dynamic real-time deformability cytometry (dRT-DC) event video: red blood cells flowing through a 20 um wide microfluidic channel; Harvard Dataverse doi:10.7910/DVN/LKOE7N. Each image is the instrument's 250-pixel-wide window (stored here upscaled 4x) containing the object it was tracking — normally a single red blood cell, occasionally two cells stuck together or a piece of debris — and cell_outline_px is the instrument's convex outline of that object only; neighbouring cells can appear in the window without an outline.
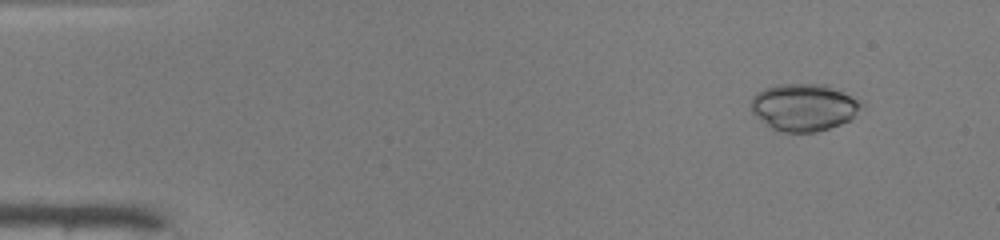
{"species": "common noctule bat (a hibernating species)", "species_latin": "Nyctalus noctula", "temperature_condition": "warm", "stored_images_in_passage": 49, "camera_frame_rate_fps": 3000, "um_per_image_px": 0.085, "animal": {"sex": "male", "body_mass_g": 19.0, "forearm_length_mm": 50.8}, "frame": {"image": 1, "passage_image": 5, "time_ms": 1.333, "image_size_px": [1000, 240], "cell_outline_px": [[864, 104], [856, 116], [840, 124], [816, 132], [784, 132], [772, 128], [760, 120], [748, 108], [752, 96], [756, 92], [764, 88], [780, 84], [828, 84], [860, 100]], "centroid_in_image_um": [68.31, 9.1], "position_along_channel_um": 16.7, "area_um2": 30.69}}
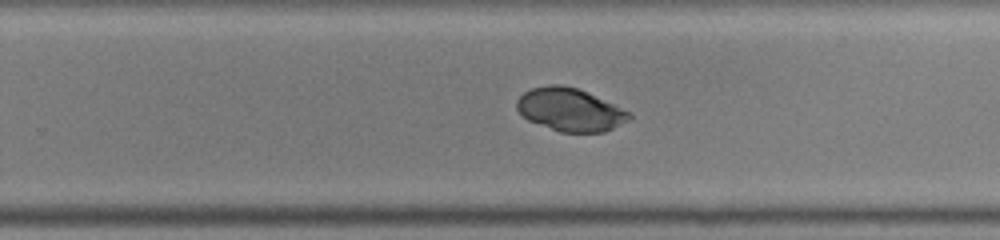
{"frame": {"image": 2, "passage_image": 32, "time_ms": 10.333, "image_size_px": [1000, 240], "cell_outline_px": [[632, 116], [628, 120], [604, 132], [560, 132], [528, 120], [516, 108], [516, 100], [524, 92], [532, 88], [552, 84], [560, 84], [576, 88], [632, 112]], "centroid_in_image_um": [48.44, 9.32], "position_along_channel_um": 281.4, "area_um2": 27.8}}
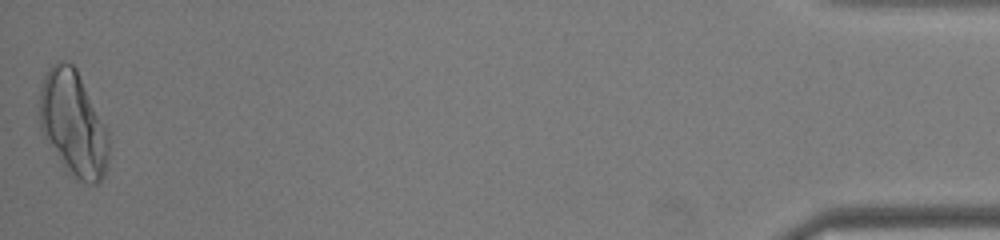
{"frame": {"image": 3, "passage_image": 49, "time_ms": 16.0, "image_size_px": [1000, 240], "cell_outline_px": [[108, 156], [104, 176], [96, 184], [88, 184], [76, 180], [64, 164], [44, 136], [40, 128], [40, 84], [48, 68], [56, 60], [60, 60], [72, 64], [76, 68], [108, 132]], "centroid_in_image_um": [6.22, 10.48], "position_along_channel_um": 429.0, "area_um2": 41.79}, "authors_computed_cell_mechanics": {"area_um2": 29.1312, "velocity_mm_per_s": 4.1606, "shape_relaxation_time_tau1_ms": 7.5255, "shape_relaxation_time_tau2_ms": null, "deformation_change_tau1": 0.1278, "deformation_change_tau2": null}}